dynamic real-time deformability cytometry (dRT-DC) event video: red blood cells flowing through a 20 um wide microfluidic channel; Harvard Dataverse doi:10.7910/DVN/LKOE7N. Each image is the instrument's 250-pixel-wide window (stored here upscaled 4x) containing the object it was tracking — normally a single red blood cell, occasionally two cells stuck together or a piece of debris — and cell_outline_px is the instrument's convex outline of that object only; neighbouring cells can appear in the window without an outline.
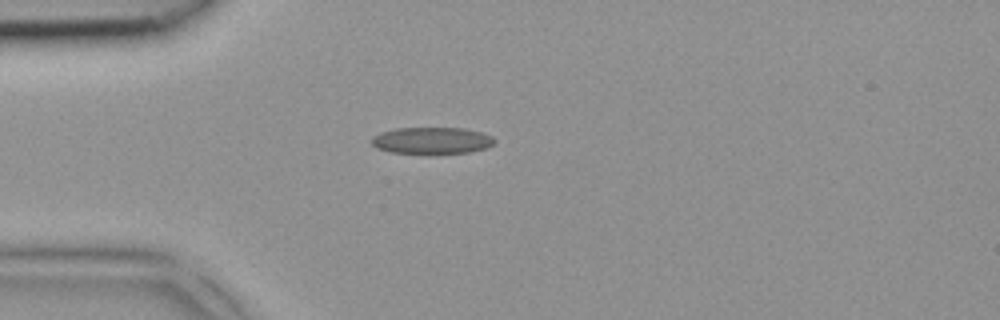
{"species": "common noctule bat (a hibernating species)", "species_latin": "Nyctalus noctula", "temperature_condition": "room temperature", "stored_images_in_passage": 1, "camera_frame_rate_fps": 3000, "um_per_image_px": 0.085, "animal": {"sex": "female", "body_mass_g": 18.4}, "frame": {"image": 1, "passage_image": 1, "time_ms": 0.0, "image_size_px": [1000, 320], "cell_outline_px": [[496, 140], [488, 148], [468, 152], [428, 156], [392, 152], [376, 148], [372, 144], [372, 136], [380, 132], [396, 128], [464, 128], [480, 132], [492, 136]], "centroid_in_image_um": [36.69, 11.98], "position_along_channel_um": 48.3, "area_um2": 19.83}}